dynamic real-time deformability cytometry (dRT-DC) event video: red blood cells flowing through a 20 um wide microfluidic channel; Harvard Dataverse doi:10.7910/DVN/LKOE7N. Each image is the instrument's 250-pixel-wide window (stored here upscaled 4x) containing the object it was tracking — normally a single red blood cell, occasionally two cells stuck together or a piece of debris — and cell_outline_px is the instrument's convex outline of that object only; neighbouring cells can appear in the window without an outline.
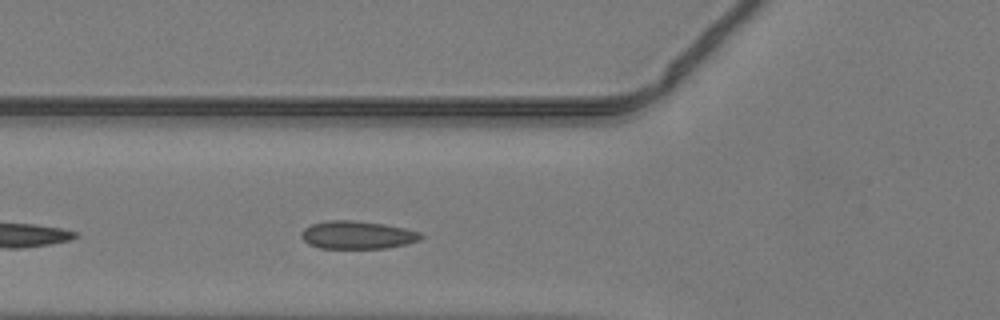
{"species": "common noctule bat (a hibernating species)", "species_latin": "Nyctalus noctula", "temperature_condition": "warm", "stored_images_in_passage": 34, "camera_frame_rate_fps": 3000, "um_per_image_px": 0.085, "animal": {"sex": "male", "body_mass_g": 19.2, "forearm_length_mm": 51.8}, "frame": {"image": 1, "passage_image": 5, "time_ms": 1.333, "image_size_px": [1000, 320], "cell_outline_px": [[424, 236], [420, 240], [408, 244], [388, 248], [320, 248], [308, 244], [300, 236], [300, 232], [304, 228], [312, 224], [328, 220], [352, 220], [384, 224], [404, 228], [420, 232]], "centroid_in_image_um": [30.38, 19.97], "position_along_channel_um": 95.4, "area_um2": 19.59}}
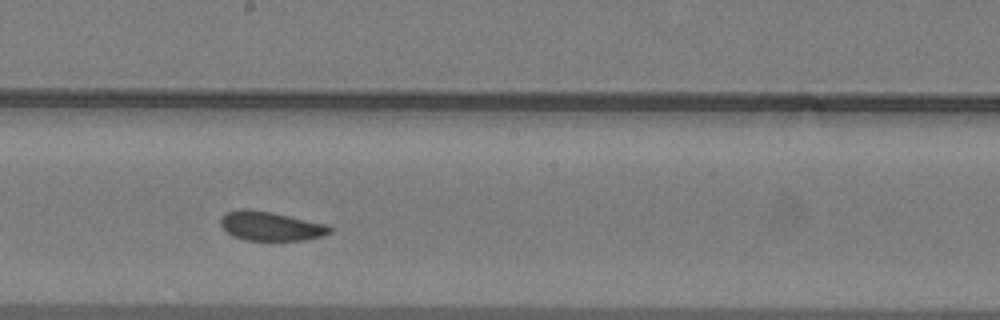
{"frame": {"image": 2, "passage_image": 14, "time_ms": 4.333, "image_size_px": [1000, 320], "cell_outline_px": [[332, 232], [324, 236], [304, 240], [244, 240], [232, 236], [220, 224], [220, 220], [224, 212], [240, 208], [248, 208], [272, 212], [328, 224], [332, 228]], "centroid_in_image_um": [23.01, 19.21], "position_along_channel_um": 225.2, "area_um2": 18.84}}
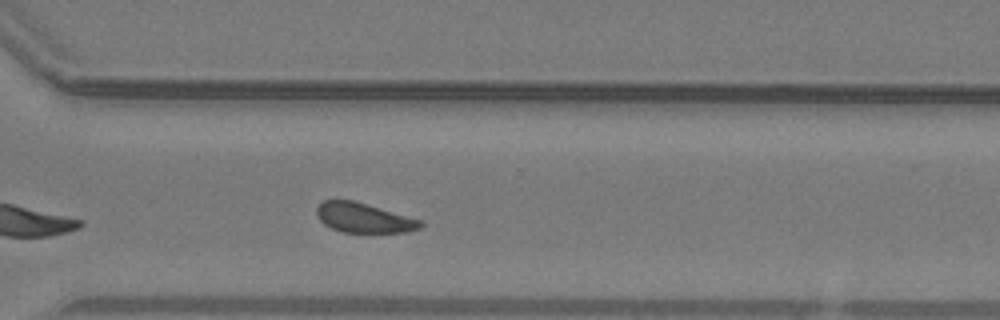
{"frame": {"image": 3, "passage_image": 22, "time_ms": 7.0, "image_size_px": [1000, 320], "cell_outline_px": [[424, 224], [420, 228], [408, 232], [344, 232], [332, 228], [324, 224], [316, 216], [316, 208], [324, 200], [352, 200], [424, 220]], "centroid_in_image_um": [30.95, 18.52], "position_along_channel_um": 339.6, "area_um2": 17.98}}